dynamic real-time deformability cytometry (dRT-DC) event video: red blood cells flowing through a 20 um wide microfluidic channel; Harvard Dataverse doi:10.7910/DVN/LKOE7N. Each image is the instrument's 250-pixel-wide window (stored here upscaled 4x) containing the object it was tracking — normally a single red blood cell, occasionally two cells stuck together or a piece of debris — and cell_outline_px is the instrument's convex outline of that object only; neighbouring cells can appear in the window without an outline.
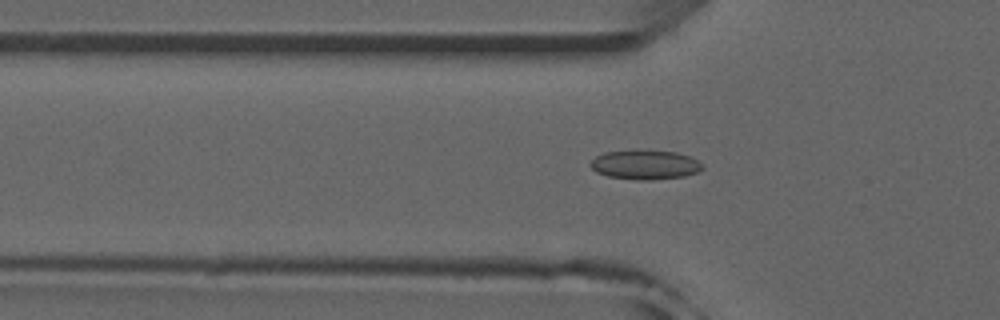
{"species": "common noctule bat (a hibernating species)", "species_latin": "Nyctalus noctula", "temperature_condition": "room temperature", "stored_images_in_passage": 53, "camera_frame_rate_fps": 3000, "um_per_image_px": 0.085, "animal": {"sex": "male", "forearm_length_mm": 52.5}, "frame": {"image": 1, "passage_image": 17, "time_ms": 5.333, "image_size_px": [1000, 320], "cell_outline_px": [[704, 168], [696, 172], [684, 176], [652, 180], [636, 180], [608, 176], [596, 172], [588, 164], [596, 156], [604, 152], [676, 152], [692, 156], [704, 164]], "centroid_in_image_um": [54.86, 14.03], "position_along_channel_um": 70.9, "area_um2": 18.79}}
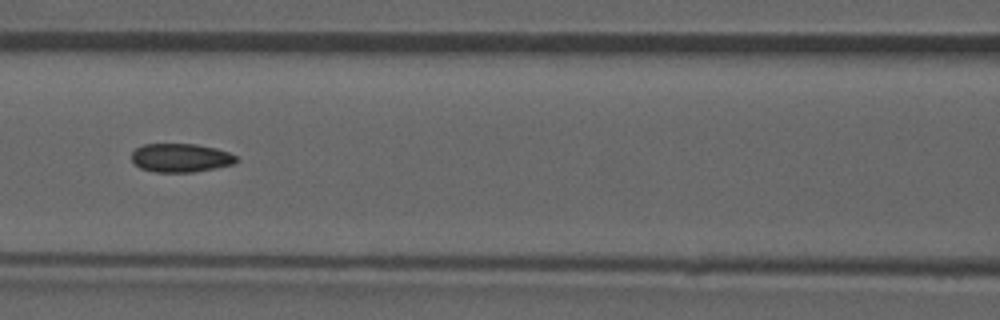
{"frame": {"image": 2, "passage_image": 23, "time_ms": 7.333, "image_size_px": [1000, 320], "cell_outline_px": [[240, 160], [232, 164], [216, 168], [192, 172], [156, 172], [140, 168], [132, 160], [132, 152], [136, 148], [144, 144], [196, 144], [216, 148], [228, 152], [236, 156]], "centroid_in_image_um": [15.37, 13.41], "position_along_channel_um": 151.2, "area_um2": 17.46}}
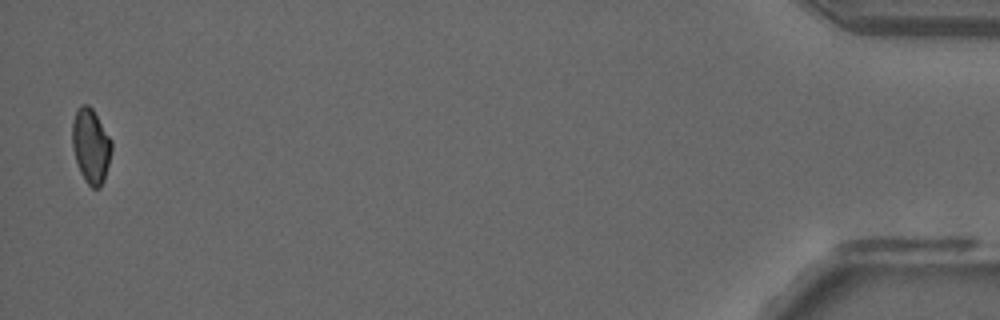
{"frame": {"image": 3, "passage_image": 51, "time_ms": 16.667, "image_size_px": [1000, 320], "cell_outline_px": [[112, 148], [104, 180], [100, 188], [92, 188], [84, 180], [80, 172], [76, 160], [72, 144], [72, 120], [76, 108], [80, 104], [88, 104], [92, 108], [112, 140]], "centroid_in_image_um": [7.71, 12.37], "position_along_channel_um": 427.5, "area_um2": 17.22}, "authors_computed_cell_mechanics": {"area_um2": 17.8602, "velocity_mm_per_s": 3.975, "shape_relaxation_time_tau1_ms": null, "shape_relaxation_time_tau2_ms": 1.8611, "deformation_change_tau1": null, "deformation_change_tau2": 0.0526}}